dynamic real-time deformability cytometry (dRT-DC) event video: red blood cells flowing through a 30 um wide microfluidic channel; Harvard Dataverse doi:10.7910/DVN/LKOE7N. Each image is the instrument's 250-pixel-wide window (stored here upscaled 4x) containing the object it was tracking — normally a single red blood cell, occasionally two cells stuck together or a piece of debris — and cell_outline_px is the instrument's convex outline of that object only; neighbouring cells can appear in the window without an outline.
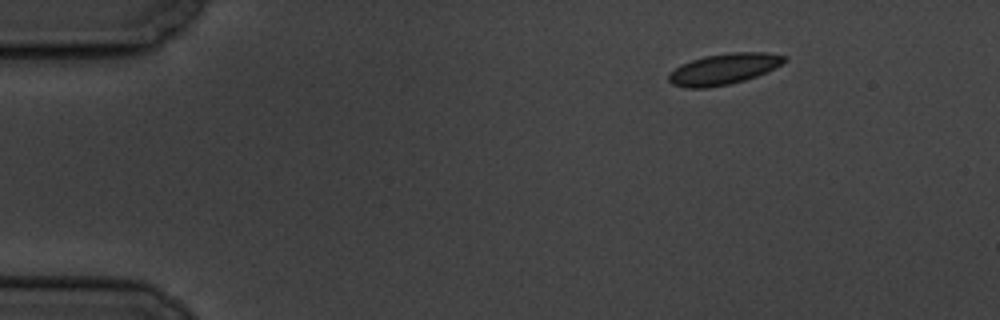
{"species": "common noctule bat (a hibernating species)", "species_latin": "Nyctalus noctula", "temperature_condition": "cold", "stored_images_in_passage": 5, "camera_frame_rate_fps": 3000, "um_per_image_px": 0.085, "animal": {"sex": "male", "body_mass_g": 19.5, "forearm_length_mm": 54.6}, "frame": {"image": 1, "passage_image": 1, "time_ms": 0.0, "image_size_px": [1000, 320], "cell_outline_px": [[788, 60], [776, 68], [756, 76], [744, 80], [728, 84], [708, 88], [684, 88], [672, 84], [668, 80], [668, 72], [680, 64], [704, 56], [732, 52], [768, 52], [788, 56]], "centroid_in_image_um": [61.52, 5.86], "position_along_channel_um": 23.5, "area_um2": 21.15}}
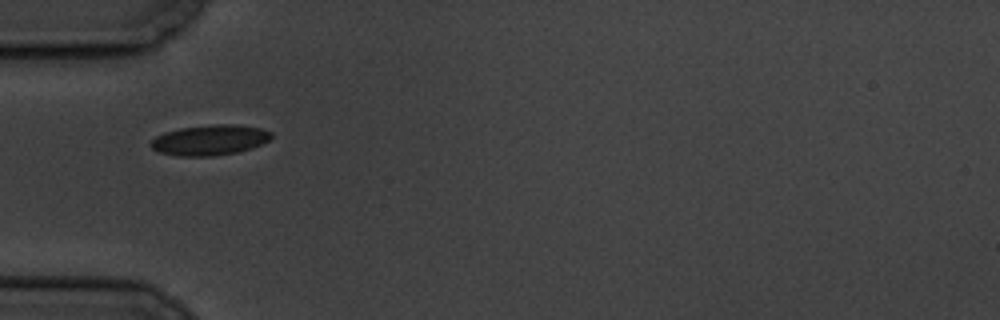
{"frame": {"image": 2, "passage_image": 4, "time_ms": 3.667, "image_size_px": [1000, 320], "cell_outline_px": [[272, 136], [268, 140], [252, 148], [236, 152], [212, 156], [176, 156], [160, 152], [152, 148], [148, 144], [156, 136], [164, 132], [180, 128], [216, 124], [236, 124], [260, 128], [272, 132]], "centroid_in_image_um": [17.81, 11.9], "position_along_channel_um": 67.2, "area_um2": 21.27}}
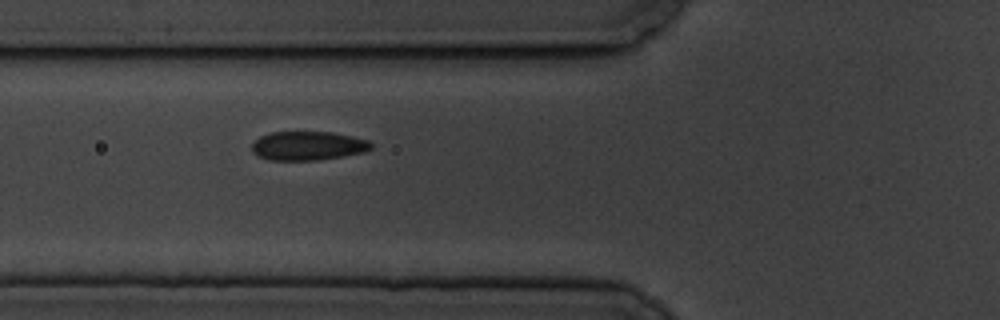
{"frame": {"image": 3, "passage_image": 5, "time_ms": 4.667, "image_size_px": [1000, 320], "cell_outline_px": [[372, 148], [364, 152], [344, 156], [320, 160], [268, 160], [256, 156], [252, 152], [252, 144], [260, 136], [272, 132], [332, 132], [352, 136], [368, 140], [372, 144]], "centroid_in_image_um": [26.16, 12.4], "position_along_channel_um": 99.6, "area_um2": 20.23}}